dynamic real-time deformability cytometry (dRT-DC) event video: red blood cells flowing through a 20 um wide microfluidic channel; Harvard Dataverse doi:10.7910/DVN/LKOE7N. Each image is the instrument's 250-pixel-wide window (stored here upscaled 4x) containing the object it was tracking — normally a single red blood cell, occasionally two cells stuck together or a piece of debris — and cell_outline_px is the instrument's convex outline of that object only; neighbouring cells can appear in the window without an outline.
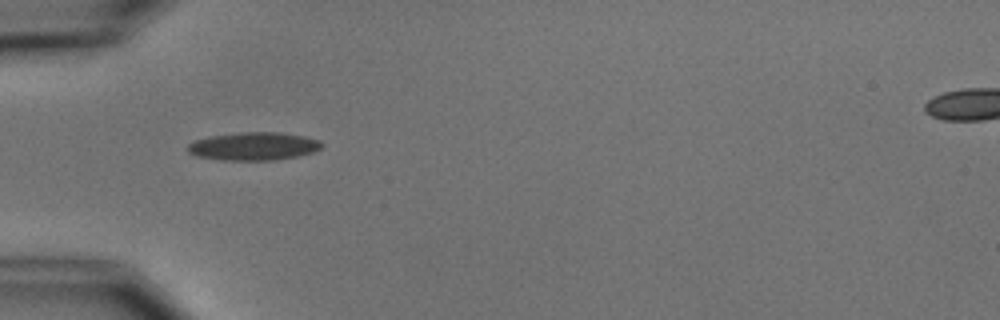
{"species": "common noctule bat (a hibernating species)", "species_latin": "Nyctalus noctula", "temperature_condition": "cold", "stored_images_in_passage": 5, "camera_frame_rate_fps": 3000, "um_per_image_px": 0.085, "animal": {"sex": "male", "body_mass_g": 15.6}, "frame": {"image": 1, "passage_image": 1, "time_ms": 0.0, "image_size_px": [1000, 320], "cell_outline_px": [[324, 144], [320, 148], [312, 152], [296, 156], [272, 160], [220, 160], [196, 156], [188, 152], [188, 144], [192, 140], [212, 136], [240, 132], [280, 132], [304, 136], [320, 140]], "centroid_in_image_um": [21.54, 12.42], "position_along_channel_um": 63.5, "area_um2": 21.91}}
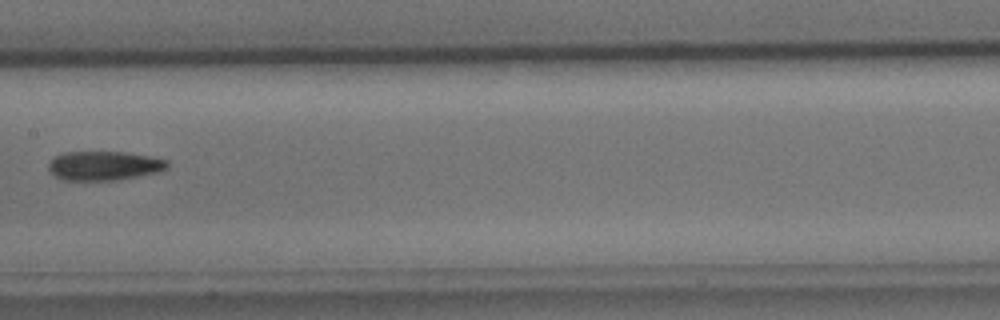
{"frame": {"image": 2, "passage_image": 4, "time_ms": 3.667, "image_size_px": [1000, 320], "cell_outline_px": [[168, 168], [156, 172], [120, 180], [64, 180], [56, 176], [48, 168], [48, 164], [56, 156], [64, 152], [124, 152], [148, 156], [168, 160]], "centroid_in_image_um": [8.86, 14.09], "position_along_channel_um": 198.5, "area_um2": 20.0}}
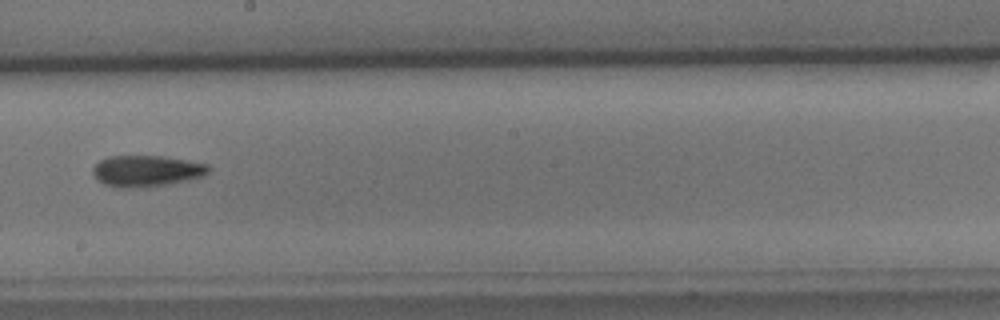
{"frame": {"image": 3, "passage_image": 5, "time_ms": 4.667, "image_size_px": [1000, 320], "cell_outline_px": [[208, 172], [204, 176], [188, 180], [168, 184], [128, 188], [116, 188], [104, 184], [96, 180], [92, 172], [92, 168], [100, 160], [108, 156], [160, 156], [188, 160], [208, 164]], "centroid_in_image_um": [12.41, 14.53], "position_along_channel_um": 235.8, "area_um2": 21.1}}